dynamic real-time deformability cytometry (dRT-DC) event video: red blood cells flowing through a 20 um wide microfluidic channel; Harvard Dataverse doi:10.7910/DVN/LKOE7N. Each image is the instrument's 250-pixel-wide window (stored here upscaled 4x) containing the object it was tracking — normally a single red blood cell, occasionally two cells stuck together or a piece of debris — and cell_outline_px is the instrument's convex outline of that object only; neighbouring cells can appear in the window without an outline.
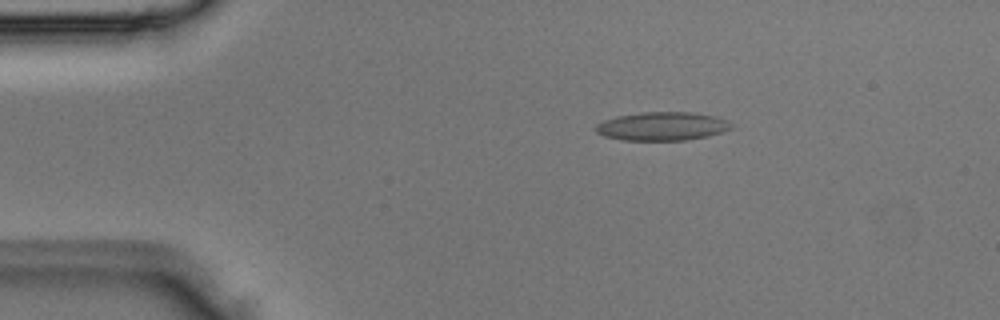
{"species": "Egyptian fruit bat (a non-hibernating species)", "species_latin": "Rousettus aegyptiacus", "temperature_condition": "room temperature", "stored_images_in_passage": 2, "camera_frame_rate_fps": 3000, "um_per_image_px": 0.085, "animal": {"sex": "male"}, "frame": {"image": 1, "passage_image": 1, "time_ms": 0.0, "image_size_px": [1000, 320], "cell_outline_px": [[732, 128], [724, 132], [708, 136], [684, 140], [620, 140], [604, 136], [596, 132], [596, 124], [604, 120], [616, 116], [640, 112], [696, 112], [716, 116], [728, 120], [732, 124]], "centroid_in_image_um": [56.31, 10.72], "position_along_channel_um": 28.7, "area_um2": 22.77}}